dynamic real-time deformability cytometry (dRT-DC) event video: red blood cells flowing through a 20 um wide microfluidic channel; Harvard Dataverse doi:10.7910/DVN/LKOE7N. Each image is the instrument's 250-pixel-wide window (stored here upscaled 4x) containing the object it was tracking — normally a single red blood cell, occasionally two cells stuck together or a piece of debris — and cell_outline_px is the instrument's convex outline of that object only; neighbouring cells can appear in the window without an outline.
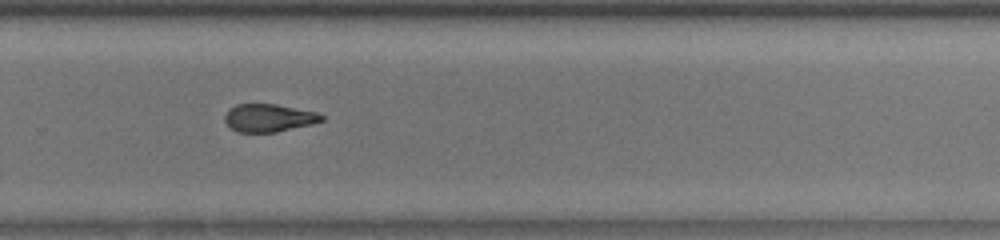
{"species": "common noctule bat (a hibernating species)", "species_latin": "Nyctalus noctula", "temperature_condition": "room temperature", "stored_images_in_passage": 35, "camera_frame_rate_fps": 3000, "um_per_image_px": 0.085, "animal": {"sex": "male", "body_mass_g": 13.0, "forearm_length_mm": 53.1}, "frame": {"image": 1, "passage_image": 20, "time_ms": 6.333, "image_size_px": [1000, 240], "cell_outline_px": [[324, 120], [312, 124], [276, 132], [236, 132], [228, 128], [224, 120], [224, 116], [236, 104], [276, 104], [316, 112], [324, 116]], "centroid_in_image_um": [22.83, 10.03], "position_along_channel_um": 307.0, "area_um2": 15.72}, "authors_computed_cell_mechanics": {"area_um2": 16.9354, "velocity_mm_per_s": 4.0441, "shape_relaxation_time_tau1_ms": 3.6336, "shape_relaxation_time_tau2_ms": 3.2713, "deformation_change_tau1": 0.1373, "deformation_change_tau2": 0.0773}}